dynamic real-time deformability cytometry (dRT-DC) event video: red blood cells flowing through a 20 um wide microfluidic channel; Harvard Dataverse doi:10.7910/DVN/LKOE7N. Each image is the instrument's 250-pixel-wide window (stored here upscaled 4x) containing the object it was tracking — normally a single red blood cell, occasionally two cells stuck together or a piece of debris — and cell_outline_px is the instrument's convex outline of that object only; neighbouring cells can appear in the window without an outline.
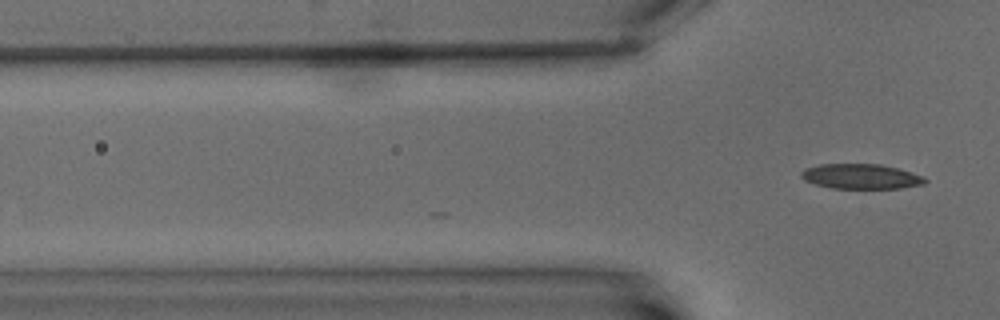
{"species": "common noctule bat (a hibernating species)", "species_latin": "Nyctalus noctula", "temperature_condition": "warm", "stored_images_in_passage": 5, "camera_frame_rate_fps": 3000, "um_per_image_px": 0.085, "animal": {"sex": "male", "body_mass_g": 15.6}, "frame": {"image": 1, "passage_image": 5, "time_ms": 4.667, "image_size_px": [1000, 320], "cell_outline_px": [[928, 180], [924, 184], [900, 188], [832, 188], [816, 184], [804, 180], [800, 176], [800, 172], [804, 168], [820, 164], [880, 164], [912, 172], [924, 176]], "centroid_in_image_um": [73.18, 14.99], "position_along_channel_um": 52.6, "area_um2": 18.03}}